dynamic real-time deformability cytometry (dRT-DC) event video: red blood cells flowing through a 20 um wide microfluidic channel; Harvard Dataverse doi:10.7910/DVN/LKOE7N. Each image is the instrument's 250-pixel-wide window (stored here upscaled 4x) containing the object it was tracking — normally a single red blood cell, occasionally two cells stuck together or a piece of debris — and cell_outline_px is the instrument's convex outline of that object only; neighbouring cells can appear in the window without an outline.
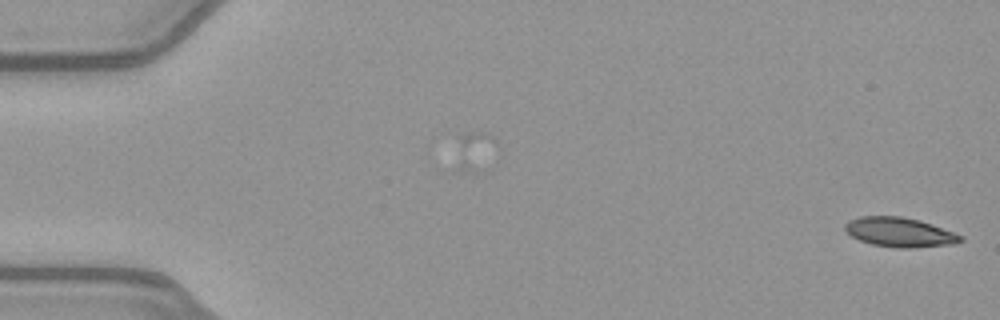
{"species": "common noctule bat (a hibernating species)", "species_latin": "Nyctalus noctula", "temperature_condition": "warm", "stored_images_in_passage": 4, "camera_frame_rate_fps": 3000, "um_per_image_px": 0.085, "animal": {"sex": "female", "body_mass_g": 21.9}, "frame": {"image": 1, "passage_image": 4, "time_ms": 1.0, "image_size_px": [1000, 320], "cell_outline_px": [[964, 240], [952, 244], [916, 248], [896, 248], [872, 244], [860, 240], [852, 236], [844, 228], [844, 224], [848, 220], [860, 216], [900, 216], [920, 220], [932, 224], [964, 236]], "centroid_in_image_um": [76.48, 19.74], "position_along_channel_um": 8.5, "area_um2": 19.94}}